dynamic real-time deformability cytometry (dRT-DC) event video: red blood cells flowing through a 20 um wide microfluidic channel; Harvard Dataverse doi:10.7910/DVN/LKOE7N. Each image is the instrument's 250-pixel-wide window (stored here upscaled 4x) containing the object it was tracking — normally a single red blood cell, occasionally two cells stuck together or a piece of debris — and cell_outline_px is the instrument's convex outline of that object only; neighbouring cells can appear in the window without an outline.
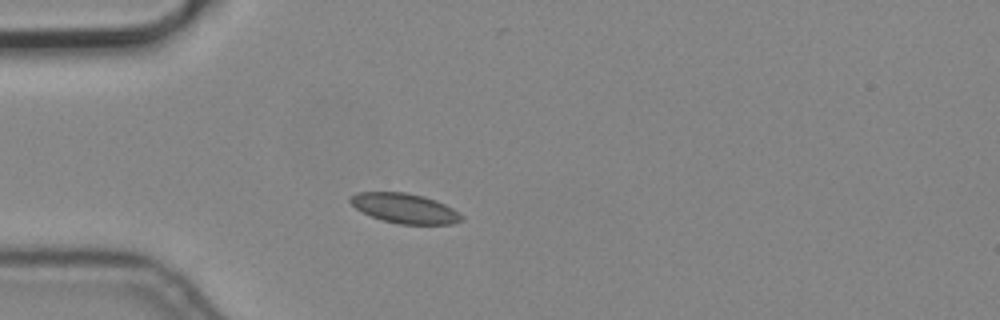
{"species": "common noctule bat (a hibernating species)", "species_latin": "Nyctalus noctula", "temperature_condition": "cold", "stored_images_in_passage": 1, "camera_frame_rate_fps": 3000, "um_per_image_px": 0.085, "animal": {"sex": "male", "body_mass_g": 19.2, "forearm_length_mm": 51.8}, "frame": {"image": 1, "passage_image": 1, "time_ms": 0.0, "image_size_px": [1000, 320], "cell_outline_px": [[464, 220], [452, 224], [400, 224], [380, 220], [356, 208], [348, 200], [356, 192], [404, 192], [424, 196], [436, 200], [452, 208], [464, 216]], "centroid_in_image_um": [34.43, 17.71], "position_along_channel_um": 50.6, "area_um2": 19.31}}